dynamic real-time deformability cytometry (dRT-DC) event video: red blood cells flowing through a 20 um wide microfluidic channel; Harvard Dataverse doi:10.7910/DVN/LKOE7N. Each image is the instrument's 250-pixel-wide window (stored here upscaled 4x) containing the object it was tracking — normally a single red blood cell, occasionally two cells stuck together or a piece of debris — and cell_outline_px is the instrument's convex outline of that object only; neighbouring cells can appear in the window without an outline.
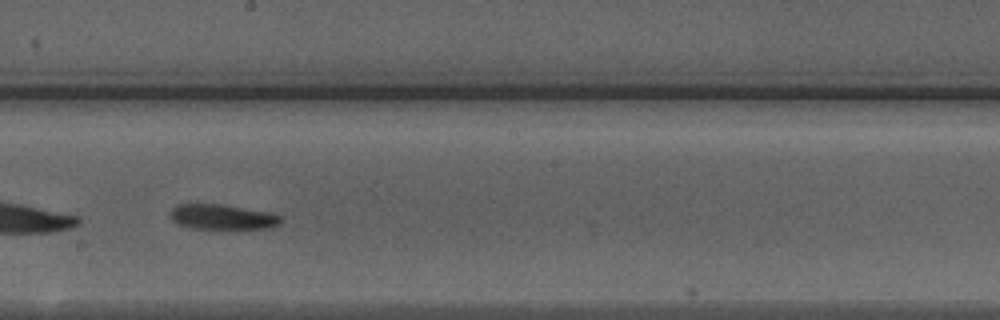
{"species": "Egyptian fruit bat (a non-hibernating species)", "species_latin": "Rousettus aegyptiacus", "temperature_condition": "warm", "stored_images_in_passage": 41, "segment_of_instrument_passage": [2, 2], "camera_frame_rate_fps": 3000, "um_per_image_px": 0.085, "animal": {"sex": "male"}, "frame": {"image": 1, "passage_image": 21, "time_ms": 6.667, "image_size_px": [1000, 320], "cell_outline_px": [[284, 220], [280, 224], [268, 228], [220, 232], [188, 228], [176, 224], [172, 220], [168, 212], [176, 204], [220, 204], [276, 212], [284, 216]], "centroid_in_image_um": [18.96, 18.49], "position_along_channel_um": 229.2, "area_um2": 17.8}}
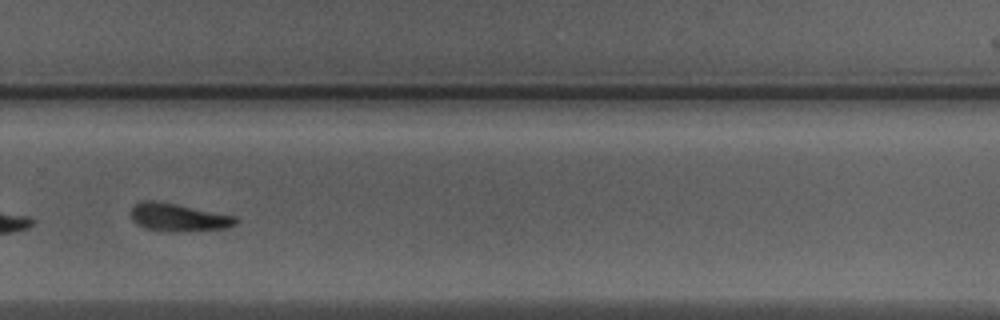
{"frame": {"image": 2, "passage_image": 27, "time_ms": 8.667, "image_size_px": [1000, 320], "cell_outline_px": [[236, 224], [224, 228], [176, 232], [148, 228], [132, 220], [132, 208], [136, 204], [144, 200], [152, 200], [176, 204], [236, 216]], "centroid_in_image_um": [15.18, 18.47], "position_along_channel_um": 314.6, "area_um2": 16.53}}
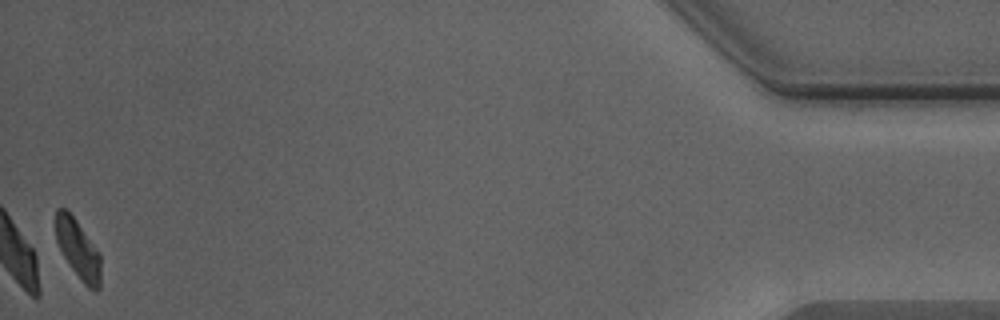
{"frame": {"image": 3, "passage_image": 41, "time_ms": 13.333, "image_size_px": [1000, 320], "cell_outline_px": [[100, 288], [96, 292], [88, 288], [84, 284], [72, 268], [64, 256], [56, 240], [56, 208], [64, 208], [76, 220], [100, 252]], "centroid_in_image_um": [6.66, 21.2], "position_along_channel_um": 428.5, "area_um2": 15.32}}